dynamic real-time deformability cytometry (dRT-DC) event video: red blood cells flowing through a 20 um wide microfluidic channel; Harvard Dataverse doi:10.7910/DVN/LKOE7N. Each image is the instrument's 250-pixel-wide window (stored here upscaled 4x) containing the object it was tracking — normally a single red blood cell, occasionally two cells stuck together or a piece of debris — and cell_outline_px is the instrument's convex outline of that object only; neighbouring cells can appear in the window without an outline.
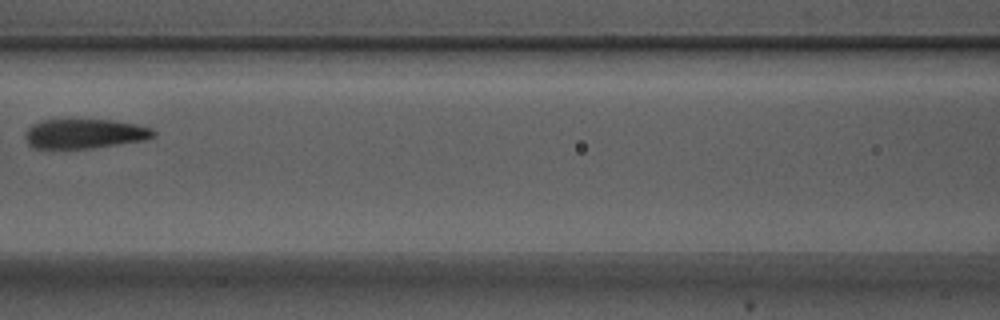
{"species": "Egyptian fruit bat (a non-hibernating species)", "species_latin": "Rousettus aegyptiacus", "temperature_condition": "warm", "stored_images_in_passage": 4, "camera_frame_rate_fps": 3000, "um_per_image_px": 0.085, "animal": {"sex": "male"}, "frame": {"image": 1, "passage_image": 4, "time_ms": 1.0, "image_size_px": [1000, 320], "cell_outline_px": [[156, 136], [144, 140], [88, 148], [32, 148], [28, 144], [24, 136], [24, 132], [32, 124], [40, 120], [116, 120], [136, 124], [152, 128], [156, 132]], "centroid_in_image_um": [7.17, 11.35], "position_along_channel_um": 159.4, "area_um2": 22.08}}